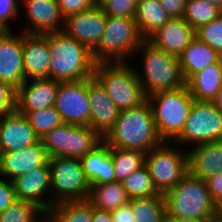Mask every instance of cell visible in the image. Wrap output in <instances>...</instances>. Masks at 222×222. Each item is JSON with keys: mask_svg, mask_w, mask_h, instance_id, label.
<instances>
[{"mask_svg": "<svg viewBox=\"0 0 222 222\" xmlns=\"http://www.w3.org/2000/svg\"><path fill=\"white\" fill-rule=\"evenodd\" d=\"M98 4L106 16L134 18L138 0H102Z\"/></svg>", "mask_w": 222, "mask_h": 222, "instance_id": "cell-37", "label": "cell"}, {"mask_svg": "<svg viewBox=\"0 0 222 222\" xmlns=\"http://www.w3.org/2000/svg\"><path fill=\"white\" fill-rule=\"evenodd\" d=\"M0 81L12 85L16 90L26 81L23 66V32L13 34L11 30L0 33Z\"/></svg>", "mask_w": 222, "mask_h": 222, "instance_id": "cell-14", "label": "cell"}, {"mask_svg": "<svg viewBox=\"0 0 222 222\" xmlns=\"http://www.w3.org/2000/svg\"><path fill=\"white\" fill-rule=\"evenodd\" d=\"M50 58L48 33H23V66L26 80L49 78Z\"/></svg>", "mask_w": 222, "mask_h": 222, "instance_id": "cell-21", "label": "cell"}, {"mask_svg": "<svg viewBox=\"0 0 222 222\" xmlns=\"http://www.w3.org/2000/svg\"><path fill=\"white\" fill-rule=\"evenodd\" d=\"M43 219H41V221L39 222H48V220L44 217V220L42 221Z\"/></svg>", "mask_w": 222, "mask_h": 222, "instance_id": "cell-53", "label": "cell"}, {"mask_svg": "<svg viewBox=\"0 0 222 222\" xmlns=\"http://www.w3.org/2000/svg\"><path fill=\"white\" fill-rule=\"evenodd\" d=\"M217 218L222 221V215H217Z\"/></svg>", "mask_w": 222, "mask_h": 222, "instance_id": "cell-54", "label": "cell"}, {"mask_svg": "<svg viewBox=\"0 0 222 222\" xmlns=\"http://www.w3.org/2000/svg\"><path fill=\"white\" fill-rule=\"evenodd\" d=\"M222 141V113L212 102L194 100L189 117L176 143L196 145Z\"/></svg>", "mask_w": 222, "mask_h": 222, "instance_id": "cell-11", "label": "cell"}, {"mask_svg": "<svg viewBox=\"0 0 222 222\" xmlns=\"http://www.w3.org/2000/svg\"><path fill=\"white\" fill-rule=\"evenodd\" d=\"M16 95L12 85L0 81V117L16 110Z\"/></svg>", "mask_w": 222, "mask_h": 222, "instance_id": "cell-38", "label": "cell"}, {"mask_svg": "<svg viewBox=\"0 0 222 222\" xmlns=\"http://www.w3.org/2000/svg\"><path fill=\"white\" fill-rule=\"evenodd\" d=\"M93 222H113L111 212L95 209L93 206Z\"/></svg>", "mask_w": 222, "mask_h": 222, "instance_id": "cell-45", "label": "cell"}, {"mask_svg": "<svg viewBox=\"0 0 222 222\" xmlns=\"http://www.w3.org/2000/svg\"><path fill=\"white\" fill-rule=\"evenodd\" d=\"M115 181L123 182L131 173L145 165L146 154L137 150L110 147Z\"/></svg>", "mask_w": 222, "mask_h": 222, "instance_id": "cell-30", "label": "cell"}, {"mask_svg": "<svg viewBox=\"0 0 222 222\" xmlns=\"http://www.w3.org/2000/svg\"><path fill=\"white\" fill-rule=\"evenodd\" d=\"M18 112L24 114L40 139L43 138L47 132L64 124L60 113L54 105L41 110Z\"/></svg>", "mask_w": 222, "mask_h": 222, "instance_id": "cell-34", "label": "cell"}, {"mask_svg": "<svg viewBox=\"0 0 222 222\" xmlns=\"http://www.w3.org/2000/svg\"><path fill=\"white\" fill-rule=\"evenodd\" d=\"M111 216L113 222H136L130 202L111 211Z\"/></svg>", "mask_w": 222, "mask_h": 222, "instance_id": "cell-44", "label": "cell"}, {"mask_svg": "<svg viewBox=\"0 0 222 222\" xmlns=\"http://www.w3.org/2000/svg\"><path fill=\"white\" fill-rule=\"evenodd\" d=\"M158 135L163 142H173L182 132L194 98L187 86L175 90L159 91L147 97Z\"/></svg>", "mask_w": 222, "mask_h": 222, "instance_id": "cell-5", "label": "cell"}, {"mask_svg": "<svg viewBox=\"0 0 222 222\" xmlns=\"http://www.w3.org/2000/svg\"><path fill=\"white\" fill-rule=\"evenodd\" d=\"M95 209L113 211L130 201L122 182L91 185L87 199Z\"/></svg>", "mask_w": 222, "mask_h": 222, "instance_id": "cell-28", "label": "cell"}, {"mask_svg": "<svg viewBox=\"0 0 222 222\" xmlns=\"http://www.w3.org/2000/svg\"><path fill=\"white\" fill-rule=\"evenodd\" d=\"M50 181L49 164L18 176L12 181L17 200L31 202L44 212L49 210L51 199H46L43 195L47 190H52Z\"/></svg>", "mask_w": 222, "mask_h": 222, "instance_id": "cell-19", "label": "cell"}, {"mask_svg": "<svg viewBox=\"0 0 222 222\" xmlns=\"http://www.w3.org/2000/svg\"><path fill=\"white\" fill-rule=\"evenodd\" d=\"M49 78L60 82L86 81L93 77L96 62L92 51L65 32H49Z\"/></svg>", "mask_w": 222, "mask_h": 222, "instance_id": "cell-2", "label": "cell"}, {"mask_svg": "<svg viewBox=\"0 0 222 222\" xmlns=\"http://www.w3.org/2000/svg\"><path fill=\"white\" fill-rule=\"evenodd\" d=\"M216 63L218 65V67L220 68V70L222 71V51L217 52Z\"/></svg>", "mask_w": 222, "mask_h": 222, "instance_id": "cell-48", "label": "cell"}, {"mask_svg": "<svg viewBox=\"0 0 222 222\" xmlns=\"http://www.w3.org/2000/svg\"><path fill=\"white\" fill-rule=\"evenodd\" d=\"M88 96L90 101L89 126L104 137L114 126L120 110L94 77L88 80Z\"/></svg>", "mask_w": 222, "mask_h": 222, "instance_id": "cell-17", "label": "cell"}, {"mask_svg": "<svg viewBox=\"0 0 222 222\" xmlns=\"http://www.w3.org/2000/svg\"><path fill=\"white\" fill-rule=\"evenodd\" d=\"M170 19L159 0H138L134 20L145 40Z\"/></svg>", "mask_w": 222, "mask_h": 222, "instance_id": "cell-27", "label": "cell"}, {"mask_svg": "<svg viewBox=\"0 0 222 222\" xmlns=\"http://www.w3.org/2000/svg\"><path fill=\"white\" fill-rule=\"evenodd\" d=\"M186 86L196 101L213 102L222 87V71L217 63L211 64L192 75Z\"/></svg>", "mask_w": 222, "mask_h": 222, "instance_id": "cell-25", "label": "cell"}, {"mask_svg": "<svg viewBox=\"0 0 222 222\" xmlns=\"http://www.w3.org/2000/svg\"><path fill=\"white\" fill-rule=\"evenodd\" d=\"M80 161L91 185L115 181L110 147L104 141L92 152L81 157Z\"/></svg>", "mask_w": 222, "mask_h": 222, "instance_id": "cell-24", "label": "cell"}, {"mask_svg": "<svg viewBox=\"0 0 222 222\" xmlns=\"http://www.w3.org/2000/svg\"><path fill=\"white\" fill-rule=\"evenodd\" d=\"M163 222H175L173 219L166 217Z\"/></svg>", "mask_w": 222, "mask_h": 222, "instance_id": "cell-51", "label": "cell"}, {"mask_svg": "<svg viewBox=\"0 0 222 222\" xmlns=\"http://www.w3.org/2000/svg\"><path fill=\"white\" fill-rule=\"evenodd\" d=\"M50 158H81L103 142V137L90 126L62 124L41 138Z\"/></svg>", "mask_w": 222, "mask_h": 222, "instance_id": "cell-8", "label": "cell"}, {"mask_svg": "<svg viewBox=\"0 0 222 222\" xmlns=\"http://www.w3.org/2000/svg\"><path fill=\"white\" fill-rule=\"evenodd\" d=\"M212 103L222 113V87L220 88V90L216 94V97L214 98Z\"/></svg>", "mask_w": 222, "mask_h": 222, "instance_id": "cell-46", "label": "cell"}, {"mask_svg": "<svg viewBox=\"0 0 222 222\" xmlns=\"http://www.w3.org/2000/svg\"><path fill=\"white\" fill-rule=\"evenodd\" d=\"M103 141L109 147L137 150L145 154L161 145L163 140L158 135L149 101L146 99L139 106L121 110Z\"/></svg>", "mask_w": 222, "mask_h": 222, "instance_id": "cell-1", "label": "cell"}, {"mask_svg": "<svg viewBox=\"0 0 222 222\" xmlns=\"http://www.w3.org/2000/svg\"><path fill=\"white\" fill-rule=\"evenodd\" d=\"M143 51V71L135 70L146 97L159 92L175 90L186 86L180 59L168 54L144 40L136 53Z\"/></svg>", "mask_w": 222, "mask_h": 222, "instance_id": "cell-4", "label": "cell"}, {"mask_svg": "<svg viewBox=\"0 0 222 222\" xmlns=\"http://www.w3.org/2000/svg\"><path fill=\"white\" fill-rule=\"evenodd\" d=\"M222 10L205 0H187L183 19L195 30L216 19Z\"/></svg>", "mask_w": 222, "mask_h": 222, "instance_id": "cell-33", "label": "cell"}, {"mask_svg": "<svg viewBox=\"0 0 222 222\" xmlns=\"http://www.w3.org/2000/svg\"><path fill=\"white\" fill-rule=\"evenodd\" d=\"M52 192L56 197L51 207L62 202L88 199L91 184L86 177L79 158H49Z\"/></svg>", "mask_w": 222, "mask_h": 222, "instance_id": "cell-9", "label": "cell"}, {"mask_svg": "<svg viewBox=\"0 0 222 222\" xmlns=\"http://www.w3.org/2000/svg\"><path fill=\"white\" fill-rule=\"evenodd\" d=\"M205 181L214 203L218 206L222 202V174L209 177Z\"/></svg>", "mask_w": 222, "mask_h": 222, "instance_id": "cell-43", "label": "cell"}, {"mask_svg": "<svg viewBox=\"0 0 222 222\" xmlns=\"http://www.w3.org/2000/svg\"><path fill=\"white\" fill-rule=\"evenodd\" d=\"M106 20L105 12L96 4L65 18L63 32L93 51L102 38Z\"/></svg>", "mask_w": 222, "mask_h": 222, "instance_id": "cell-13", "label": "cell"}, {"mask_svg": "<svg viewBox=\"0 0 222 222\" xmlns=\"http://www.w3.org/2000/svg\"><path fill=\"white\" fill-rule=\"evenodd\" d=\"M39 214L43 217L44 211L37 205L17 200L0 213V222H39Z\"/></svg>", "mask_w": 222, "mask_h": 222, "instance_id": "cell-35", "label": "cell"}, {"mask_svg": "<svg viewBox=\"0 0 222 222\" xmlns=\"http://www.w3.org/2000/svg\"><path fill=\"white\" fill-rule=\"evenodd\" d=\"M173 144L172 142H163L153 148L145 157V165L154 186L163 195L188 174V154L175 149Z\"/></svg>", "mask_w": 222, "mask_h": 222, "instance_id": "cell-10", "label": "cell"}, {"mask_svg": "<svg viewBox=\"0 0 222 222\" xmlns=\"http://www.w3.org/2000/svg\"><path fill=\"white\" fill-rule=\"evenodd\" d=\"M59 9L65 19L72 14L92 8L97 4L95 0H58Z\"/></svg>", "mask_w": 222, "mask_h": 222, "instance_id": "cell-39", "label": "cell"}, {"mask_svg": "<svg viewBox=\"0 0 222 222\" xmlns=\"http://www.w3.org/2000/svg\"><path fill=\"white\" fill-rule=\"evenodd\" d=\"M162 7L170 18H180L184 16L187 0H159Z\"/></svg>", "mask_w": 222, "mask_h": 222, "instance_id": "cell-42", "label": "cell"}, {"mask_svg": "<svg viewBox=\"0 0 222 222\" xmlns=\"http://www.w3.org/2000/svg\"><path fill=\"white\" fill-rule=\"evenodd\" d=\"M126 62L96 63L93 74L120 111L139 106L147 99L135 69Z\"/></svg>", "mask_w": 222, "mask_h": 222, "instance_id": "cell-6", "label": "cell"}, {"mask_svg": "<svg viewBox=\"0 0 222 222\" xmlns=\"http://www.w3.org/2000/svg\"><path fill=\"white\" fill-rule=\"evenodd\" d=\"M28 20L32 25L23 31L26 34H45L63 31L64 18L59 9L58 0H21ZM63 24V25H62Z\"/></svg>", "mask_w": 222, "mask_h": 222, "instance_id": "cell-22", "label": "cell"}, {"mask_svg": "<svg viewBox=\"0 0 222 222\" xmlns=\"http://www.w3.org/2000/svg\"><path fill=\"white\" fill-rule=\"evenodd\" d=\"M187 154L190 175L206 180L222 174V141L193 146Z\"/></svg>", "mask_w": 222, "mask_h": 222, "instance_id": "cell-23", "label": "cell"}, {"mask_svg": "<svg viewBox=\"0 0 222 222\" xmlns=\"http://www.w3.org/2000/svg\"><path fill=\"white\" fill-rule=\"evenodd\" d=\"M195 34L217 52L222 51V13L213 21L199 26Z\"/></svg>", "mask_w": 222, "mask_h": 222, "instance_id": "cell-36", "label": "cell"}, {"mask_svg": "<svg viewBox=\"0 0 222 222\" xmlns=\"http://www.w3.org/2000/svg\"><path fill=\"white\" fill-rule=\"evenodd\" d=\"M184 79L216 63L217 51L195 37L179 56Z\"/></svg>", "mask_w": 222, "mask_h": 222, "instance_id": "cell-26", "label": "cell"}, {"mask_svg": "<svg viewBox=\"0 0 222 222\" xmlns=\"http://www.w3.org/2000/svg\"><path fill=\"white\" fill-rule=\"evenodd\" d=\"M26 80L18 89L16 95L17 111L41 110L55 104L59 81L52 78Z\"/></svg>", "mask_w": 222, "mask_h": 222, "instance_id": "cell-20", "label": "cell"}, {"mask_svg": "<svg viewBox=\"0 0 222 222\" xmlns=\"http://www.w3.org/2000/svg\"><path fill=\"white\" fill-rule=\"evenodd\" d=\"M49 158L42 141L22 150L0 153V175L13 181L22 174L49 164Z\"/></svg>", "mask_w": 222, "mask_h": 222, "instance_id": "cell-15", "label": "cell"}, {"mask_svg": "<svg viewBox=\"0 0 222 222\" xmlns=\"http://www.w3.org/2000/svg\"><path fill=\"white\" fill-rule=\"evenodd\" d=\"M17 201L12 181L0 177V213Z\"/></svg>", "mask_w": 222, "mask_h": 222, "instance_id": "cell-41", "label": "cell"}, {"mask_svg": "<svg viewBox=\"0 0 222 222\" xmlns=\"http://www.w3.org/2000/svg\"><path fill=\"white\" fill-rule=\"evenodd\" d=\"M48 222H93V205L86 200L62 202L44 212Z\"/></svg>", "mask_w": 222, "mask_h": 222, "instance_id": "cell-29", "label": "cell"}, {"mask_svg": "<svg viewBox=\"0 0 222 222\" xmlns=\"http://www.w3.org/2000/svg\"><path fill=\"white\" fill-rule=\"evenodd\" d=\"M195 37V29L180 17L171 18L146 40L158 49L179 57Z\"/></svg>", "mask_w": 222, "mask_h": 222, "instance_id": "cell-18", "label": "cell"}, {"mask_svg": "<svg viewBox=\"0 0 222 222\" xmlns=\"http://www.w3.org/2000/svg\"><path fill=\"white\" fill-rule=\"evenodd\" d=\"M167 217L170 219L194 218L214 220L217 206L205 180L189 173L171 190L164 194Z\"/></svg>", "mask_w": 222, "mask_h": 222, "instance_id": "cell-3", "label": "cell"}, {"mask_svg": "<svg viewBox=\"0 0 222 222\" xmlns=\"http://www.w3.org/2000/svg\"><path fill=\"white\" fill-rule=\"evenodd\" d=\"M129 202L136 222H163L167 217L164 195L136 198Z\"/></svg>", "mask_w": 222, "mask_h": 222, "instance_id": "cell-31", "label": "cell"}, {"mask_svg": "<svg viewBox=\"0 0 222 222\" xmlns=\"http://www.w3.org/2000/svg\"><path fill=\"white\" fill-rule=\"evenodd\" d=\"M40 141L24 114L15 110L0 117V153L22 150Z\"/></svg>", "mask_w": 222, "mask_h": 222, "instance_id": "cell-16", "label": "cell"}, {"mask_svg": "<svg viewBox=\"0 0 222 222\" xmlns=\"http://www.w3.org/2000/svg\"><path fill=\"white\" fill-rule=\"evenodd\" d=\"M18 6L17 0H0V27L3 30H12L8 20L19 15Z\"/></svg>", "mask_w": 222, "mask_h": 222, "instance_id": "cell-40", "label": "cell"}, {"mask_svg": "<svg viewBox=\"0 0 222 222\" xmlns=\"http://www.w3.org/2000/svg\"><path fill=\"white\" fill-rule=\"evenodd\" d=\"M122 185L131 199L152 197L160 194L154 186L153 180L146 165L131 173Z\"/></svg>", "mask_w": 222, "mask_h": 222, "instance_id": "cell-32", "label": "cell"}, {"mask_svg": "<svg viewBox=\"0 0 222 222\" xmlns=\"http://www.w3.org/2000/svg\"><path fill=\"white\" fill-rule=\"evenodd\" d=\"M175 222H209L212 220H198L194 218H178V219H173Z\"/></svg>", "mask_w": 222, "mask_h": 222, "instance_id": "cell-47", "label": "cell"}, {"mask_svg": "<svg viewBox=\"0 0 222 222\" xmlns=\"http://www.w3.org/2000/svg\"><path fill=\"white\" fill-rule=\"evenodd\" d=\"M54 107L66 124L89 126L88 80L60 82Z\"/></svg>", "mask_w": 222, "mask_h": 222, "instance_id": "cell-12", "label": "cell"}, {"mask_svg": "<svg viewBox=\"0 0 222 222\" xmlns=\"http://www.w3.org/2000/svg\"><path fill=\"white\" fill-rule=\"evenodd\" d=\"M217 215H222V202L217 206Z\"/></svg>", "mask_w": 222, "mask_h": 222, "instance_id": "cell-50", "label": "cell"}, {"mask_svg": "<svg viewBox=\"0 0 222 222\" xmlns=\"http://www.w3.org/2000/svg\"><path fill=\"white\" fill-rule=\"evenodd\" d=\"M209 222H222V221L220 219L216 218V219L209 221Z\"/></svg>", "mask_w": 222, "mask_h": 222, "instance_id": "cell-52", "label": "cell"}, {"mask_svg": "<svg viewBox=\"0 0 222 222\" xmlns=\"http://www.w3.org/2000/svg\"><path fill=\"white\" fill-rule=\"evenodd\" d=\"M144 40L134 18L107 16L102 38L92 51L93 59L96 63L125 62Z\"/></svg>", "mask_w": 222, "mask_h": 222, "instance_id": "cell-7", "label": "cell"}, {"mask_svg": "<svg viewBox=\"0 0 222 222\" xmlns=\"http://www.w3.org/2000/svg\"><path fill=\"white\" fill-rule=\"evenodd\" d=\"M206 2L218 6L222 10V0H205Z\"/></svg>", "mask_w": 222, "mask_h": 222, "instance_id": "cell-49", "label": "cell"}]
</instances>
